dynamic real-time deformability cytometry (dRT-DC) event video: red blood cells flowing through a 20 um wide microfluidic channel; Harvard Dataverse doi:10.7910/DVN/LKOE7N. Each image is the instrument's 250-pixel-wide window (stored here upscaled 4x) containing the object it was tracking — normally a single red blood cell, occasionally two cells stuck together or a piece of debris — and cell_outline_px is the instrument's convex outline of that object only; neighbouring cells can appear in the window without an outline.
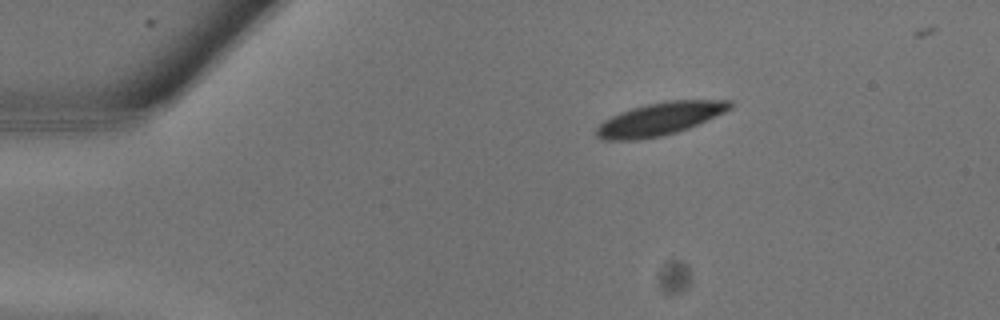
{"species": "common noctule bat (a hibernating species)", "species_latin": "Nyctalus noctula", "temperature_condition": "warm", "stored_images_in_passage": 10, "camera_frame_rate_fps": 3000, "um_per_image_px": 0.085, "animal": {"sex": "male", "body_mass_g": 13.3}, "frame": {"image": 1, "passage_image": 5, "time_ms": 1.333, "image_size_px": [1000, 320], "cell_outline_px": [[732, 108], [724, 112], [688, 128], [664, 136], [636, 140], [600, 140], [596, 136], [596, 128], [604, 120], [620, 112], [632, 108], [648, 104], [668, 100], [732, 100]], "centroid_in_image_um": [56.06, 10.12], "position_along_channel_um": 28.9, "area_um2": 25.43}}
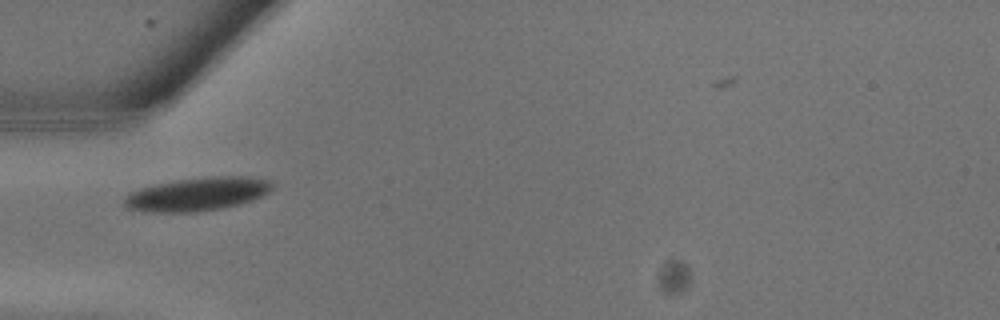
{"frame": {"image": 2, "passage_image": 9, "time_ms": 2.667, "image_size_px": [1000, 320], "cell_outline_px": [[272, 188], [268, 192], [260, 196], [224, 208], [196, 212], [144, 212], [124, 208], [124, 200], [128, 192], [140, 188], [156, 184], [176, 180], [208, 176], [240, 176], [268, 180], [272, 184]], "centroid_in_image_um": [16.68, 16.51], "position_along_channel_um": 68.3, "area_um2": 28.67}}